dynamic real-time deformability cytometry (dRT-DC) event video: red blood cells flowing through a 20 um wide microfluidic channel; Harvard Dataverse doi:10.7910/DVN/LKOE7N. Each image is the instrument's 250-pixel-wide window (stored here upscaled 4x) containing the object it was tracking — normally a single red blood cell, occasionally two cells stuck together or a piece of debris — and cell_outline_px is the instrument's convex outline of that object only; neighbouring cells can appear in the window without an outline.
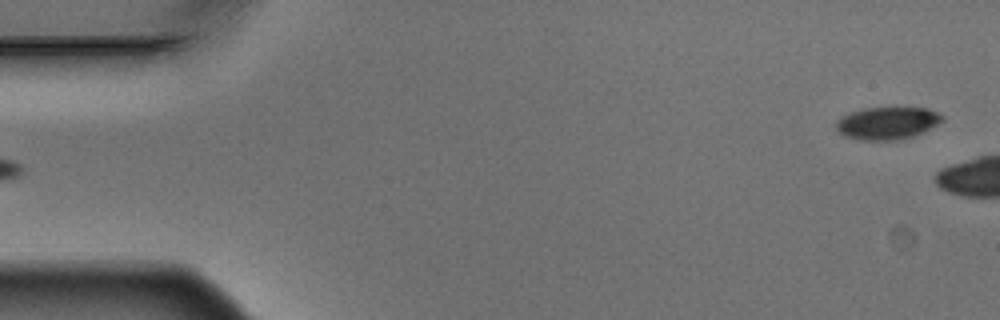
{"species": "Egyptian fruit bat (a non-hibernating species)", "species_latin": "Rousettus aegyptiacus", "temperature_condition": "warm", "stored_images_in_passage": 5, "segment_of_instrument_passage": [2, 2], "camera_frame_rate_fps": 3000, "um_per_image_px": 0.085, "animal": {"sex": "male"}, "frame": {"image": 1, "passage_image": 5, "time_ms": 1.333, "image_size_px": [1000, 320], "cell_outline_px": [[944, 120], [912, 136], [900, 140], [860, 140], [844, 136], [836, 128], [836, 120], [840, 116], [848, 112], [864, 108], [892, 104], [896, 104], [928, 108], [944, 116]], "centroid_in_image_um": [75.39, 10.39], "position_along_channel_um": 9.6, "area_um2": 20.98}}